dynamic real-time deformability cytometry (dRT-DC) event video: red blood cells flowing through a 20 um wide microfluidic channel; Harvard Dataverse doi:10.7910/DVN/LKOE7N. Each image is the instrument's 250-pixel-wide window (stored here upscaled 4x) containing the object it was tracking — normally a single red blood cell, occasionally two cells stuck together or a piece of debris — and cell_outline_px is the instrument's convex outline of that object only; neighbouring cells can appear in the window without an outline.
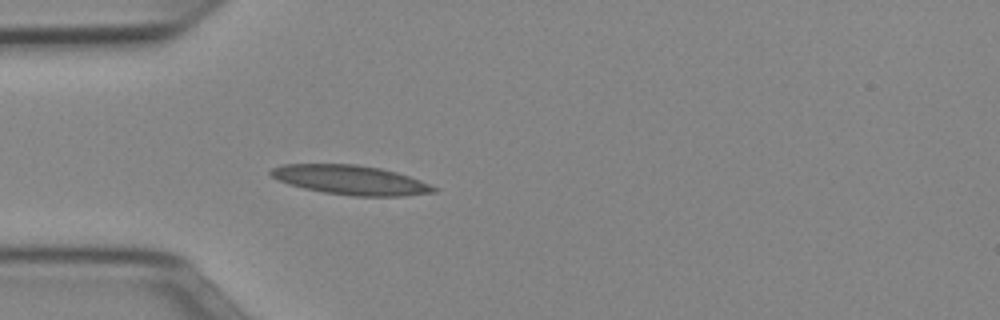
{"species": "Egyptian fruit bat (a non-hibernating species)", "species_latin": "Rousettus aegyptiacus", "temperature_condition": "cold", "stored_images_in_passage": 37, "camera_frame_rate_fps": 3000, "um_per_image_px": 0.085, "animal": {"sex": "female"}, "frame": {"image": 1, "passage_image": 1, "time_ms": 0.0, "image_size_px": [1000, 320], "cell_outline_px": [[440, 188], [436, 192], [404, 196], [352, 196], [324, 192], [304, 188], [288, 184], [272, 176], [268, 172], [272, 168], [284, 164], [356, 164], [380, 168], [396, 172], [420, 180]], "centroid_in_image_um": [29.84, 15.3], "position_along_channel_um": 55.2, "area_um2": 27.86}}
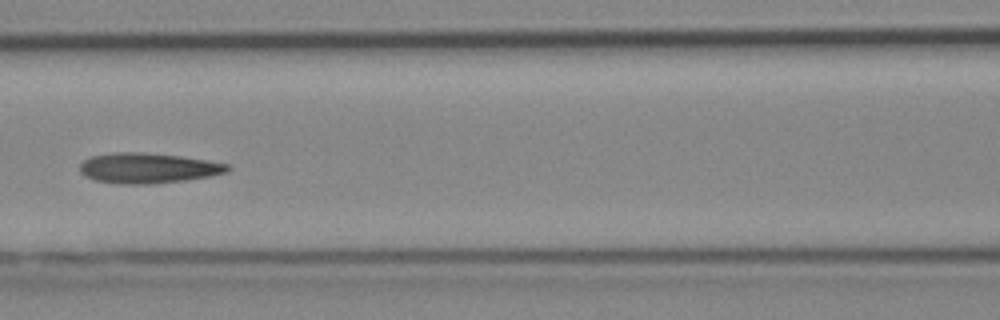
{"frame": {"image": 2, "passage_image": 9, "time_ms": 2.667, "image_size_px": [1000, 320], "cell_outline_px": [[232, 168], [228, 172], [208, 176], [184, 180], [152, 184], [120, 184], [96, 180], [84, 176], [80, 172], [80, 164], [84, 160], [92, 156], [116, 152], [140, 152], [180, 156], [208, 160], [228, 164]], "centroid_in_image_um": [12.58, 14.29], "position_along_channel_um": 154.0, "area_um2": 26.01}}
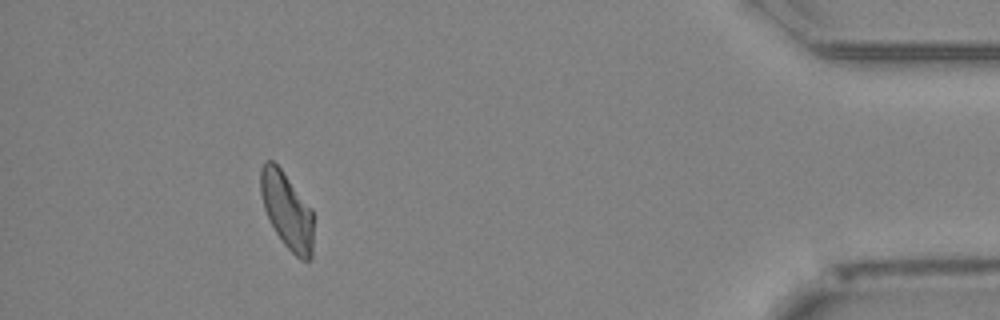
{"frame": {"image": 3, "passage_image": 33, "time_ms": 10.667, "image_size_px": [1000, 320], "cell_outline_px": [[312, 260], [300, 260], [280, 240], [264, 208], [260, 192], [260, 168], [264, 160], [272, 160], [280, 168], [312, 208]], "centroid_in_image_um": [24.38, 17.88], "position_along_channel_um": 410.8, "area_um2": 23.41}, "authors_computed_cell_mechanics": {"area_um2": 24.7962, "velocity_mm_per_s": 3.9315, "shape_relaxation_time_tau1_ms": null, "shape_relaxation_time_tau2_ms": 4.5713, "deformation_change_tau1": null, "deformation_change_tau2": 0.1409}}